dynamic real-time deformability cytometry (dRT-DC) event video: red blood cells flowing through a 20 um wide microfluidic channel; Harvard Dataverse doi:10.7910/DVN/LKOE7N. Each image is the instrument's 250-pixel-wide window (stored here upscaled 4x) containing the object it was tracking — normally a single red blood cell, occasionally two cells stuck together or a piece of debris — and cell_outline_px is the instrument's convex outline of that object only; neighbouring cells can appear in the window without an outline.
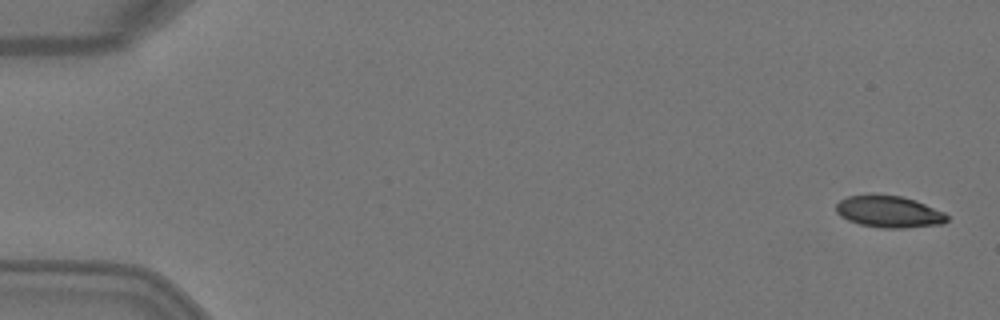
{"species": "Egyptian fruit bat (a non-hibernating species)", "species_latin": "Rousettus aegyptiacus", "temperature_condition": "warm", "stored_images_in_passage": 5, "camera_frame_rate_fps": 3000, "um_per_image_px": 0.085, "animal": {"sex": "female"}, "frame": {"image": 1, "passage_image": 1, "time_ms": 0.0, "image_size_px": [1000, 320], "cell_outline_px": [[948, 220], [944, 224], [904, 228], [884, 228], [860, 224], [848, 220], [840, 216], [836, 212], [836, 204], [840, 200], [848, 196], [868, 192], [872, 192], [900, 196], [916, 200], [944, 212], [948, 216]], "centroid_in_image_um": [75.54, 17.96], "position_along_channel_um": 9.5, "area_um2": 21.04}}
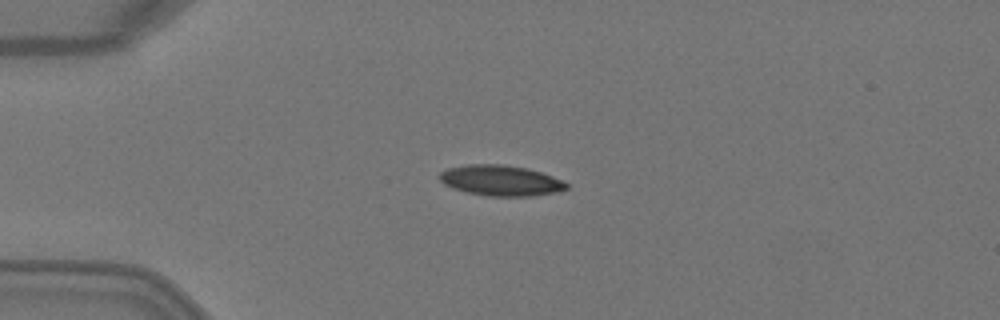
{"frame": {"image": 2, "passage_image": 4, "time_ms": 1.0, "image_size_px": [1000, 320], "cell_outline_px": [[568, 188], [556, 192], [532, 196], [488, 196], [468, 192], [452, 188], [444, 184], [440, 180], [440, 172], [448, 168], [468, 164], [504, 164], [528, 168], [552, 176], [568, 184]], "centroid_in_image_um": [42.55, 15.34], "position_along_channel_um": 42.4, "area_um2": 22.54}}